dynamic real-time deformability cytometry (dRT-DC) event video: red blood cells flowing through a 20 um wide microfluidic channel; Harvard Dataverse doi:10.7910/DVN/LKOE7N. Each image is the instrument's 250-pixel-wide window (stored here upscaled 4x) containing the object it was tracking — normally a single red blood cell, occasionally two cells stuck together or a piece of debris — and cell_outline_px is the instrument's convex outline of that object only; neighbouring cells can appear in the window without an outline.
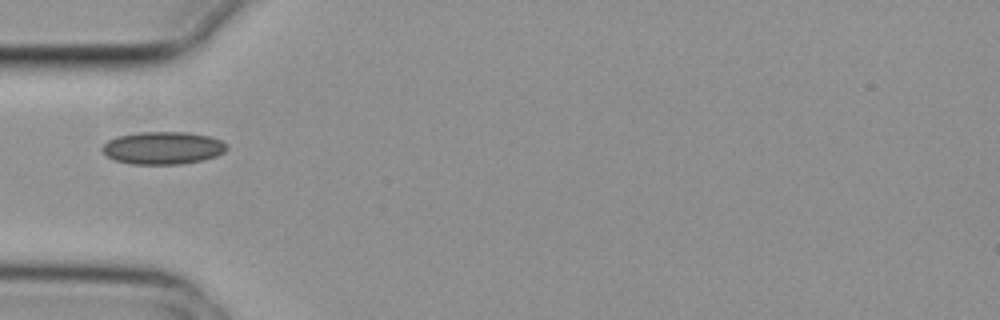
{"species": "common noctule bat (a hibernating species)", "species_latin": "Nyctalus noctula", "temperature_condition": "cold", "stored_images_in_passage": 8, "camera_frame_rate_fps": 3000, "um_per_image_px": 0.085, "animal": {"sex": "female", "body_mass_g": 29.2, "forearm_length_mm": 56.3}, "frame": {"image": 1, "passage_image": 5, "time_ms": 1.333, "image_size_px": [1000, 320], "cell_outline_px": [[228, 148], [224, 152], [216, 156], [204, 160], [180, 164], [132, 164], [116, 160], [108, 156], [100, 148], [108, 140], [116, 136], [140, 132], [184, 132], [208, 136], [220, 140], [228, 144]], "centroid_in_image_um": [13.86, 12.57], "position_along_channel_um": 71.1, "area_um2": 23.64}}
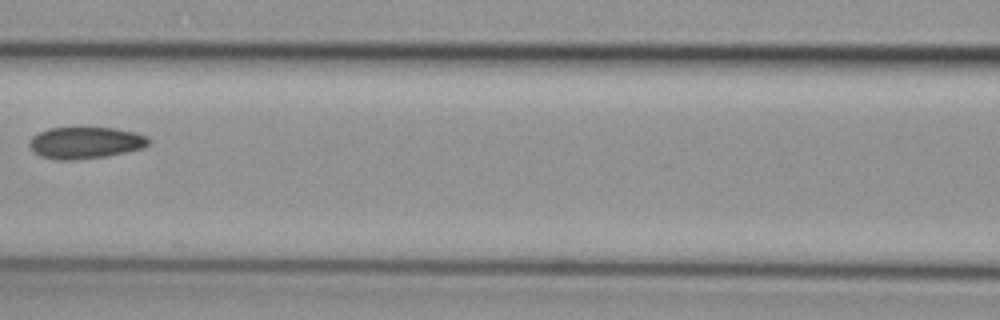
{"frame": {"image": 2, "passage_image": 7, "time_ms": 2.0, "image_size_px": [1000, 320], "cell_outline_px": [[152, 140], [148, 144], [140, 148], [108, 156], [76, 160], [56, 160], [40, 156], [32, 152], [28, 144], [32, 136], [48, 128], [116, 128], [136, 132], [148, 136]], "centroid_in_image_um": [7.24, 12.14], "position_along_channel_um": 159.4, "area_um2": 22.2}}
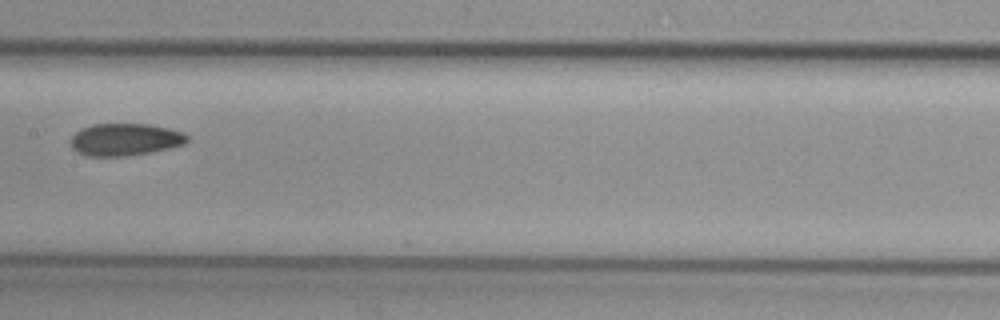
{"frame": {"image": 3, "passage_image": 8, "time_ms": 2.333, "image_size_px": [1000, 320], "cell_outline_px": [[188, 140], [184, 144], [152, 152], [128, 156], [88, 156], [72, 148], [72, 136], [80, 128], [92, 124], [152, 124], [184, 132], [188, 136]], "centroid_in_image_um": [10.66, 11.85], "position_along_channel_um": 196.7, "area_um2": 21.91}}